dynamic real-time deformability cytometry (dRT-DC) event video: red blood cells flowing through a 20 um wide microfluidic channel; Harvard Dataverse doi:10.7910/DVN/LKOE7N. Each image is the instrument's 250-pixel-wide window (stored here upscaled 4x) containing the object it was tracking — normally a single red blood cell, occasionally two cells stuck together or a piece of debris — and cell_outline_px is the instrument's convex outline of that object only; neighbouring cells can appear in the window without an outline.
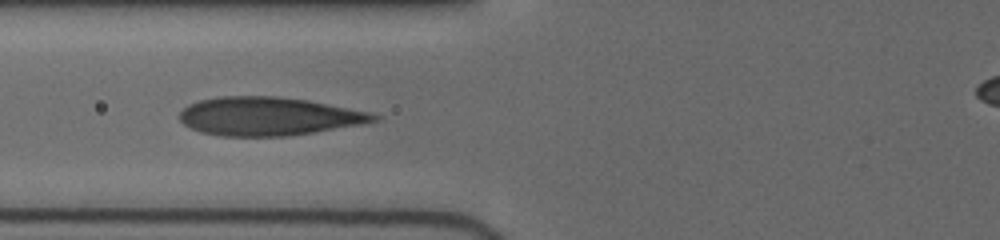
{"species": "human", "species_latin": "Homo sapiens", "temperature_condition": "cold", "stored_images_in_passage": 15, "camera_frame_rate_fps": 3000, "um_per_image_px": 0.085, "donor": {"sex": "female"}, "frame": {"image": 1, "passage_image": 6, "time_ms": 5.0, "image_size_px": [1000, 240], "cell_outline_px": [[380, 116], [376, 120], [360, 124], [288, 136], [220, 136], [200, 132], [184, 124], [180, 120], [180, 112], [188, 104], [200, 100], [220, 96], [276, 96], [308, 100], [368, 112]], "centroid_in_image_um": [22.76, 9.88], "position_along_channel_um": 103.0, "area_um2": 43.06}}
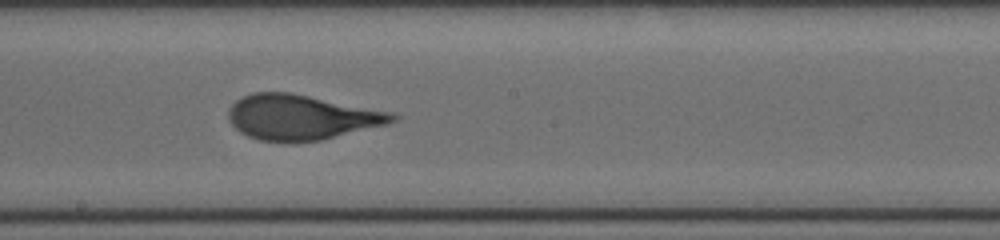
{"frame": {"image": 2, "passage_image": 9, "time_ms": 8.0, "image_size_px": [1000, 240], "cell_outline_px": [[400, 116], [396, 120], [384, 124], [320, 140], [288, 144], [260, 140], [248, 136], [240, 132], [228, 120], [228, 112], [232, 104], [236, 100], [252, 92], [288, 92], [388, 112]], "centroid_in_image_um": [25.51, 9.99], "position_along_channel_um": 222.7, "area_um2": 42.54}}
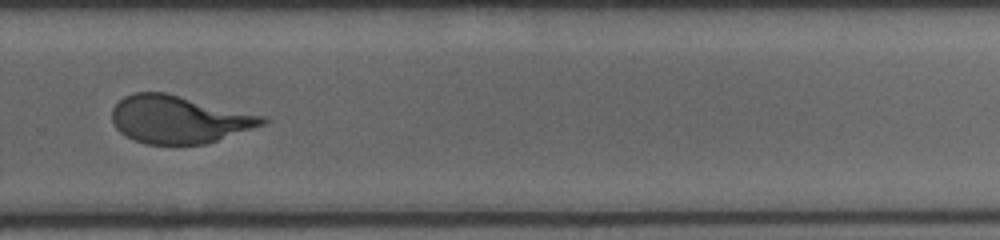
{"frame": {"image": 3, "passage_image": 14, "time_ms": 10.333, "image_size_px": [1000, 240], "cell_outline_px": [[268, 120], [264, 124], [204, 144], [144, 144], [120, 132], [116, 128], [112, 120], [112, 108], [124, 96], [132, 92], [164, 92], [268, 116]], "centroid_in_image_um": [15.2, 10.13], "position_along_channel_um": 314.6, "area_um2": 41.62}}